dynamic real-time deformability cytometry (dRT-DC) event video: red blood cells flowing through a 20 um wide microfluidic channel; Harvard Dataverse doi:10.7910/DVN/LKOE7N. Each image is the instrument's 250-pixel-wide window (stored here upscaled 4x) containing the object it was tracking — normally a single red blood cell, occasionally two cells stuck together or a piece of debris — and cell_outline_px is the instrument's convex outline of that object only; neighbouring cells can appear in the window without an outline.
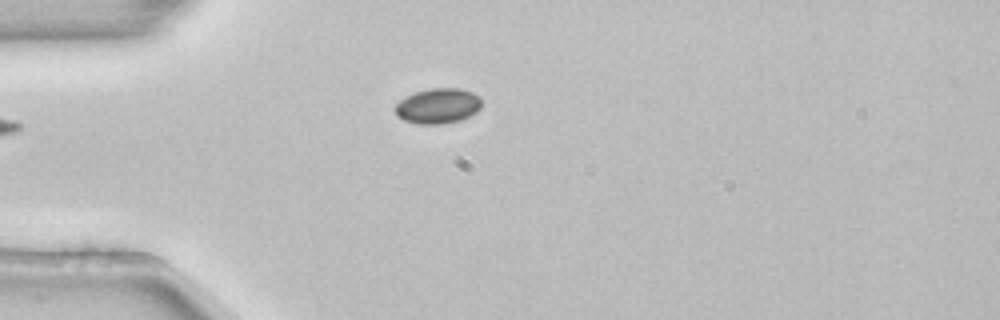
{"species": "common noctule bat (a hibernating species)", "species_latin": "Nyctalus noctula", "temperature_condition": "room temperature", "stored_images_in_passage": 4, "camera_frame_rate_fps": 3000, "um_per_image_px": 0.085, "animal": {"sex": "female", "body_mass_g": 22.7, "forearm_length_mm": 54.2}, "frame": {"image": 1, "passage_image": 4, "time_ms": 1.0, "image_size_px": [1000, 320], "cell_outline_px": [[480, 108], [476, 112], [460, 120], [444, 124], [416, 124], [404, 120], [396, 116], [396, 104], [400, 100], [416, 92], [432, 88], [460, 88], [472, 92], [480, 96]], "centroid_in_image_um": [37.23, 9.01], "position_along_channel_um": 47.8, "area_um2": 17.69}}